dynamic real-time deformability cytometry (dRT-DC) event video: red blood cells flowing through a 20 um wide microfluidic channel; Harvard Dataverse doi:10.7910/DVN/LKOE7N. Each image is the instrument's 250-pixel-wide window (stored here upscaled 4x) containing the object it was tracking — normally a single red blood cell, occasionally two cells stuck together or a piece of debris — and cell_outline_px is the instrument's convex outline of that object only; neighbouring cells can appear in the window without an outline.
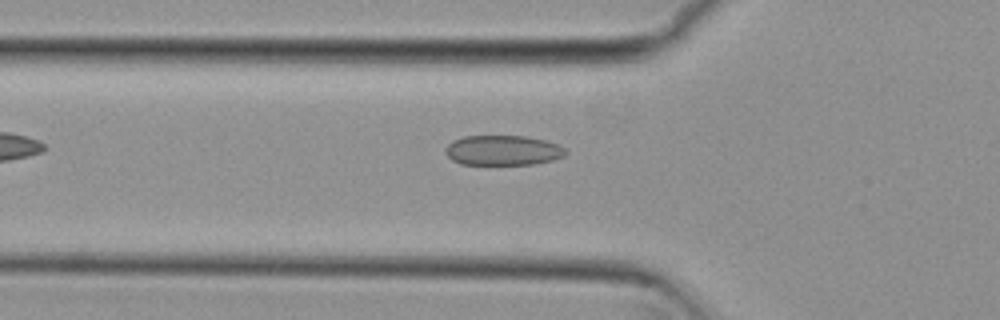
{"species": "common noctule bat (a hibernating species)", "species_latin": "Nyctalus noctula", "temperature_condition": "cold", "stored_images_in_passage": 33, "camera_frame_rate_fps": 3000, "um_per_image_px": 0.085, "animal": {"sex": "female", "body_mass_g": 29.2, "forearm_length_mm": 56.3}, "frame": {"image": 1, "passage_image": 2, "time_ms": 0.333, "image_size_px": [1000, 320], "cell_outline_px": [[568, 152], [564, 156], [552, 160], [536, 164], [460, 164], [452, 160], [444, 152], [448, 144], [452, 140], [464, 136], [524, 136], [544, 140], [556, 144], [564, 148]], "centroid_in_image_um": [42.73, 12.78], "position_along_channel_um": 83.1, "area_um2": 20.98}}
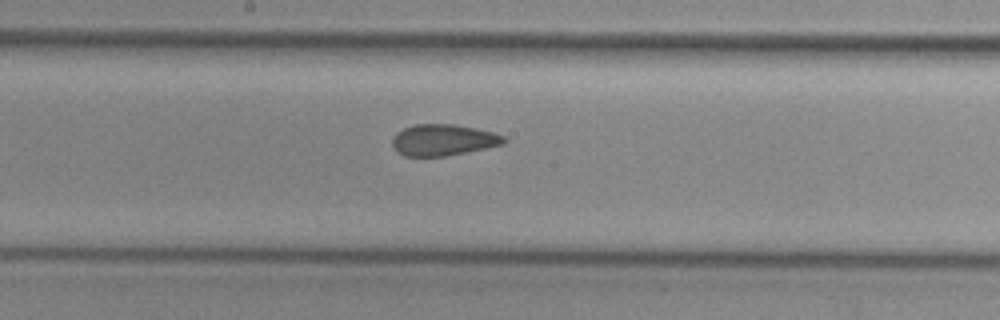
{"frame": {"image": 2, "passage_image": 12, "time_ms": 3.667, "image_size_px": [1000, 320], "cell_outline_px": [[508, 140], [504, 144], [444, 156], [404, 156], [392, 144], [392, 140], [396, 132], [404, 128], [416, 124], [456, 124], [476, 128], [492, 132], [504, 136]], "centroid_in_image_um": [37.69, 11.88], "position_along_channel_um": 210.5, "area_um2": 20.17}}
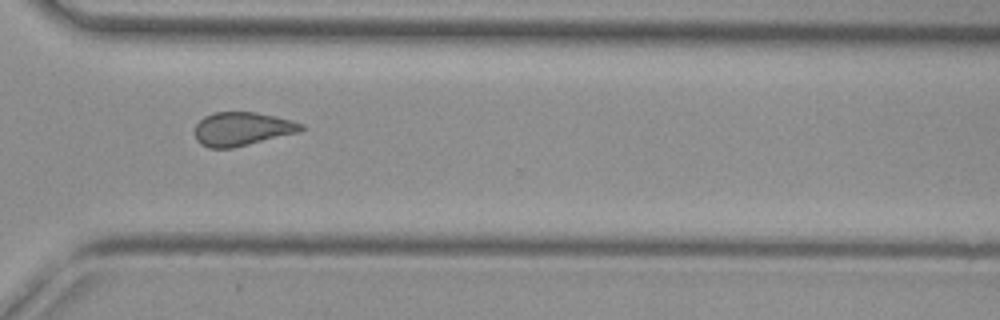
{"frame": {"image": 3, "passage_image": 23, "time_ms": 7.333, "image_size_px": [1000, 320], "cell_outline_px": [[304, 128], [300, 132], [232, 148], [208, 148], [200, 144], [196, 140], [196, 124], [204, 116], [212, 112], [256, 112], [276, 116], [292, 120], [304, 124]], "centroid_in_image_um": [20.59, 10.95], "position_along_channel_um": 350.0, "area_um2": 20.92}, "authors_computed_cell_mechanics": {"area_um2": 20.9814, "velocity_mm_per_s": 3.8093, "shape_relaxation_time_tau1_ms": null, "shape_relaxation_time_tau2_ms": 2.4167, "deformation_change_tau1": null, "deformation_change_tau2": 0.0821}}